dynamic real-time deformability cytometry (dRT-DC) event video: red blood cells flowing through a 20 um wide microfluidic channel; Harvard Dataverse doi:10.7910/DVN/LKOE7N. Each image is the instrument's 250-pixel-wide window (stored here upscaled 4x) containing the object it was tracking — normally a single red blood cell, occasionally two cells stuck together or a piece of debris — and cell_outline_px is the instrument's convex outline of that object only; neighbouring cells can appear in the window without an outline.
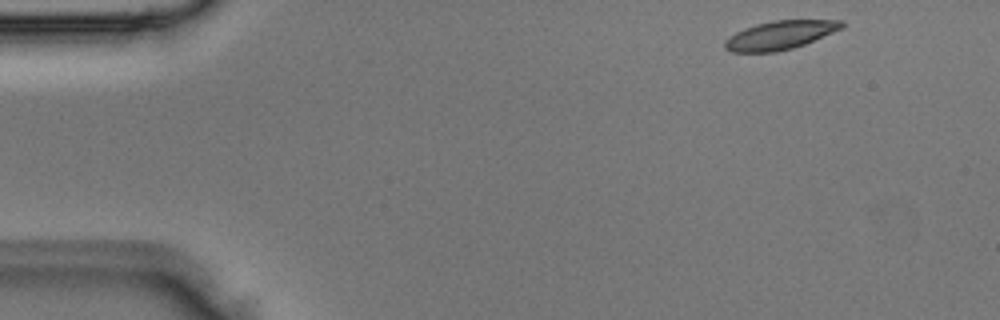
{"species": "Egyptian fruit bat (a non-hibernating species)", "species_latin": "Rousettus aegyptiacus", "temperature_condition": "room temperature", "stored_images_in_passage": 4, "segment_of_instrument_passage": [1, 2], "camera_frame_rate_fps": 3000, "um_per_image_px": 0.085, "animal": {"sex": "male"}, "frame": {"image": 1, "passage_image": 1, "time_ms": 0.0, "image_size_px": [1000, 320], "cell_outline_px": [[844, 28], [804, 44], [792, 48], [776, 52], [732, 52], [724, 48], [724, 40], [728, 36], [744, 28], [756, 24], [772, 20], [844, 20]], "centroid_in_image_um": [66.29, 2.98], "position_along_channel_um": 18.7, "area_um2": 19.59}}
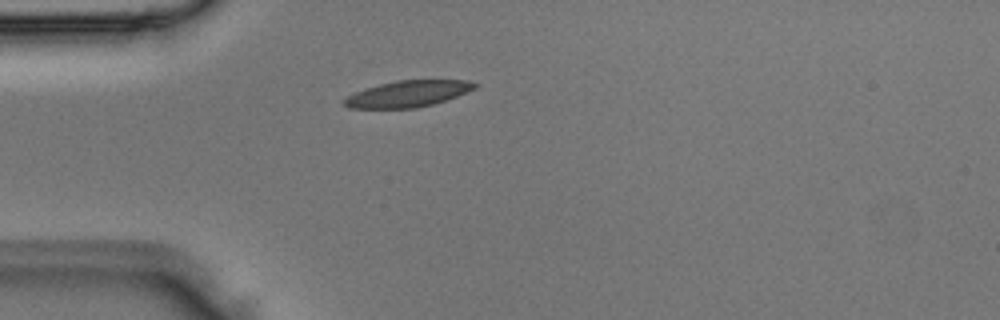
{"frame": {"image": 2, "passage_image": 3, "time_ms": 0.667, "image_size_px": [1000, 320], "cell_outline_px": [[480, 84], [476, 88], [456, 96], [432, 104], [416, 108], [348, 108], [344, 104], [344, 100], [348, 96], [364, 88], [396, 80], [464, 80]], "centroid_in_image_um": [34.67, 7.97], "position_along_channel_um": 50.3, "area_um2": 19.83}}